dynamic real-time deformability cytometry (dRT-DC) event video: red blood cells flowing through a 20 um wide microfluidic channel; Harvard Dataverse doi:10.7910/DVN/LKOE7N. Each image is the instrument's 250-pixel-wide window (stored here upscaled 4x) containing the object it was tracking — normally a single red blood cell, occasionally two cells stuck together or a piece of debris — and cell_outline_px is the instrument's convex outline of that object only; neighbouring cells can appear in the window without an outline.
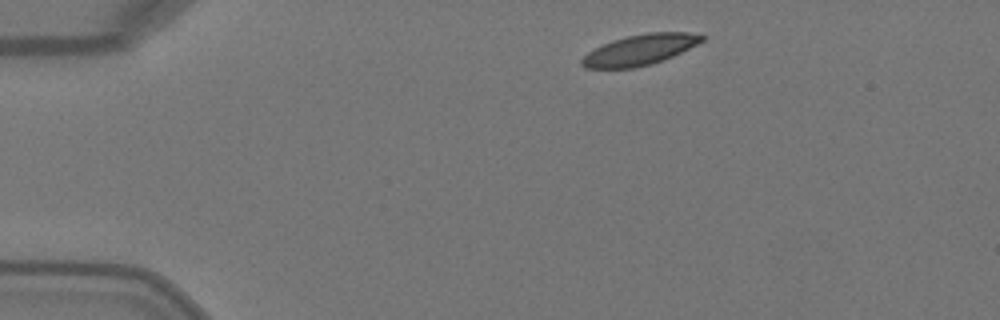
{"species": "Egyptian fruit bat (a non-hibernating species)", "species_latin": "Rousettus aegyptiacus", "temperature_condition": "warm", "stored_images_in_passage": 5, "camera_frame_rate_fps": 3000, "um_per_image_px": 0.085, "animal": {"sex": "female"}, "frame": {"image": 1, "passage_image": 1, "time_ms": 0.0, "image_size_px": [1000, 320], "cell_outline_px": [[704, 40], [672, 56], [652, 64], [636, 68], [584, 68], [580, 64], [580, 60], [588, 52], [612, 40], [628, 36], [648, 32], [688, 32], [704, 36]], "centroid_in_image_um": [54.36, 4.24], "position_along_channel_um": 30.6, "area_um2": 21.15}}
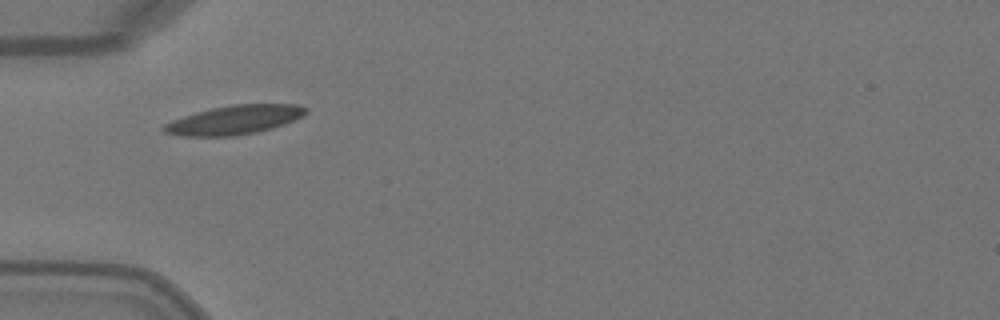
{"frame": {"image": 2, "passage_image": 3, "time_ms": 0.667, "image_size_px": [1000, 320], "cell_outline_px": [[308, 112], [304, 116], [284, 124], [272, 128], [256, 132], [236, 136], [180, 136], [164, 132], [160, 128], [164, 124], [172, 120], [196, 112], [212, 108], [232, 104], [296, 104], [308, 108]], "centroid_in_image_um": [19.93, 10.19], "position_along_channel_um": 65.1, "area_um2": 24.1}}
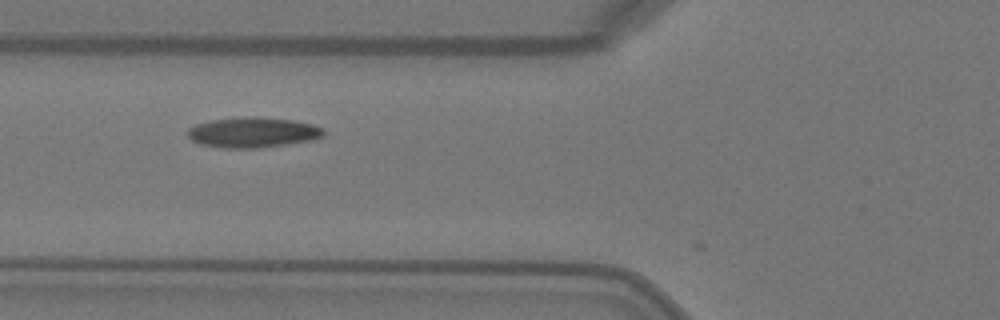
{"frame": {"image": 3, "passage_image": 4, "time_ms": 1.0, "image_size_px": [1000, 320], "cell_outline_px": [[324, 136], [312, 140], [288, 144], [260, 148], [224, 148], [200, 144], [192, 140], [188, 136], [188, 128], [196, 124], [212, 120], [248, 116], [292, 120], [312, 124], [324, 128]], "centroid_in_image_um": [21.51, 11.26], "position_along_channel_um": 104.3, "area_um2": 23.99}}